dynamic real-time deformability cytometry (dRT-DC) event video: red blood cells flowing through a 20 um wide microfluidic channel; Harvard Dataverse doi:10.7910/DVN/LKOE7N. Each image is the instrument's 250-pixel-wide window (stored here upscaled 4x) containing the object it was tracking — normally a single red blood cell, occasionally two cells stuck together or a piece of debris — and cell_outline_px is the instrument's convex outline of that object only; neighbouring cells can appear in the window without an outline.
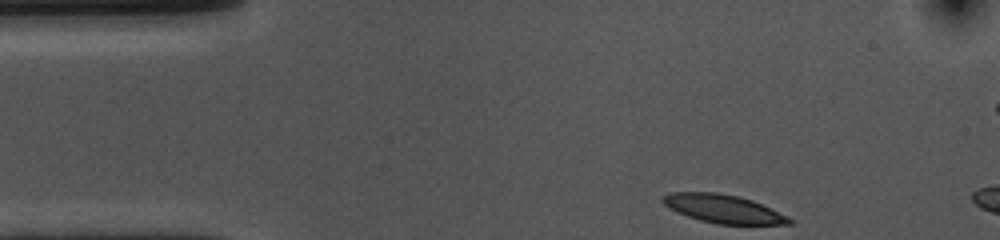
{"species": "common noctule bat (a hibernating species)", "species_latin": "Nyctalus noctula", "temperature_condition": "cold", "stored_images_in_passage": 6, "camera_frame_rate_fps": 3000, "um_per_image_px": 0.085, "animal": {"sex": "female", "body_mass_g": 10.0, "forearm_length_mm": 53.1}, "frame": {"image": 1, "passage_image": 1, "time_ms": 0.0, "image_size_px": [1000, 240], "cell_outline_px": [[792, 224], [716, 224], [700, 220], [688, 216], [668, 208], [660, 200], [664, 196], [672, 192], [716, 192], [740, 196], [752, 200], [788, 216], [792, 220]], "centroid_in_image_um": [61.47, 17.74], "position_along_channel_um": 23.5, "area_um2": 20.81}}